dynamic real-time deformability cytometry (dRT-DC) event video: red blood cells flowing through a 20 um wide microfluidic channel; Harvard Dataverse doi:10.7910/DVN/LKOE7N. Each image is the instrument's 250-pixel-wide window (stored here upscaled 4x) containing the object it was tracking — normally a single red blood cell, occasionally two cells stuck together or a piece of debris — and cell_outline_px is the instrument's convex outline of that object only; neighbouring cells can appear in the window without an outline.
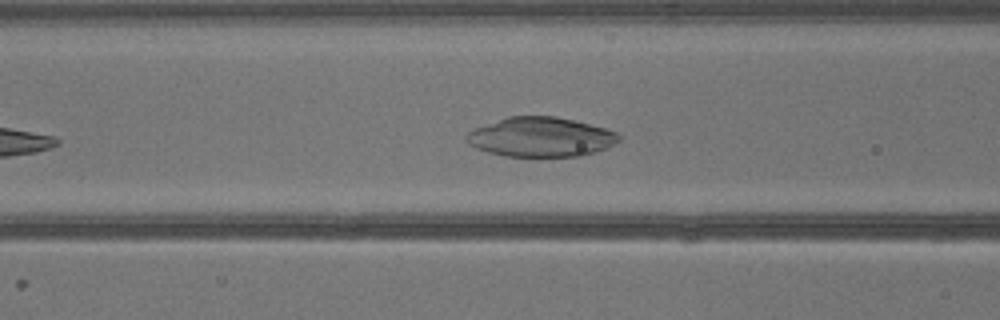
{"species": "common noctule bat (a hibernating species)", "species_latin": "Nyctalus noctula", "temperature_condition": "warm", "stored_images_in_passage": 30, "camera_frame_rate_fps": 3000, "um_per_image_px": 0.085, "animal": {"sex": "male", "body_mass_g": 13.3}, "frame": {"image": 1, "passage_image": 8, "time_ms": 2.333, "image_size_px": [1000, 320], "cell_outline_px": [[620, 140], [604, 148], [580, 156], [504, 156], [488, 152], [476, 148], [468, 144], [464, 136], [468, 132], [476, 128], [508, 116], [556, 116], [604, 128], [616, 132], [620, 136]], "centroid_in_image_um": [45.92, 11.65], "position_along_channel_um": 120.7, "area_um2": 34.68}}
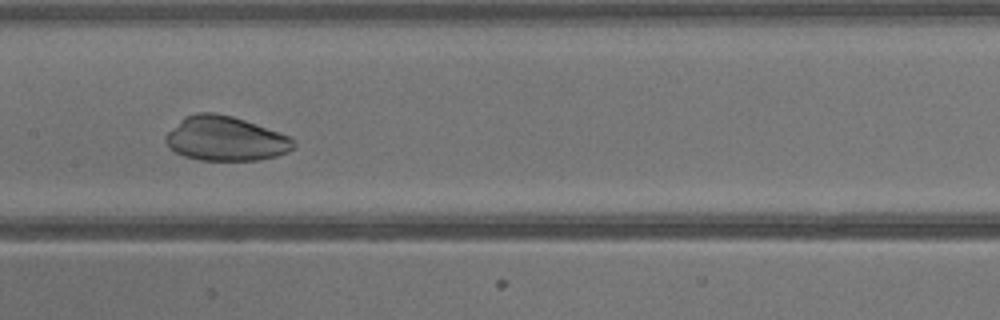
{"frame": {"image": 2, "passage_image": 12, "time_ms": 3.667, "image_size_px": [1000, 320], "cell_outline_px": [[296, 144], [288, 152], [276, 156], [260, 160], [200, 160], [184, 156], [176, 152], [164, 140], [164, 136], [184, 116], [196, 112], [216, 112], [232, 116], [292, 136], [296, 140]], "centroid_in_image_um": [19.2, 11.78], "position_along_channel_um": 188.2, "area_um2": 33.29}}
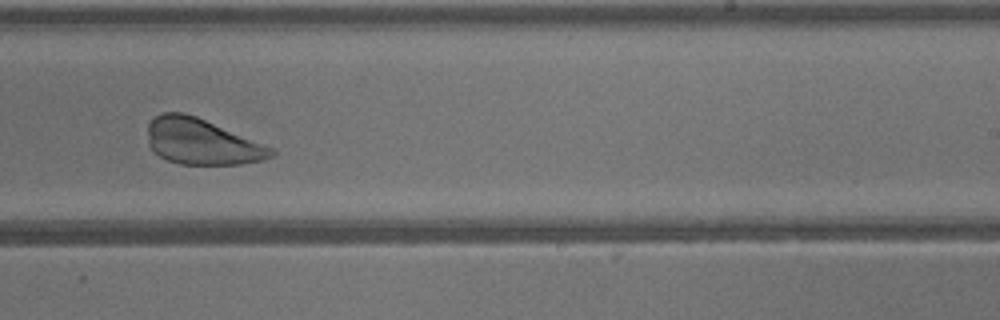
{"frame": {"image": 3, "passage_image": 17, "time_ms": 5.333, "image_size_px": [1000, 320], "cell_outline_px": [[276, 152], [272, 156], [264, 160], [240, 164], [180, 164], [168, 160], [160, 156], [148, 144], [148, 124], [156, 116], [164, 112], [184, 112], [196, 116], [272, 148]], "centroid_in_image_um": [17.13, 12.04], "position_along_channel_um": 271.9, "area_um2": 32.54}}